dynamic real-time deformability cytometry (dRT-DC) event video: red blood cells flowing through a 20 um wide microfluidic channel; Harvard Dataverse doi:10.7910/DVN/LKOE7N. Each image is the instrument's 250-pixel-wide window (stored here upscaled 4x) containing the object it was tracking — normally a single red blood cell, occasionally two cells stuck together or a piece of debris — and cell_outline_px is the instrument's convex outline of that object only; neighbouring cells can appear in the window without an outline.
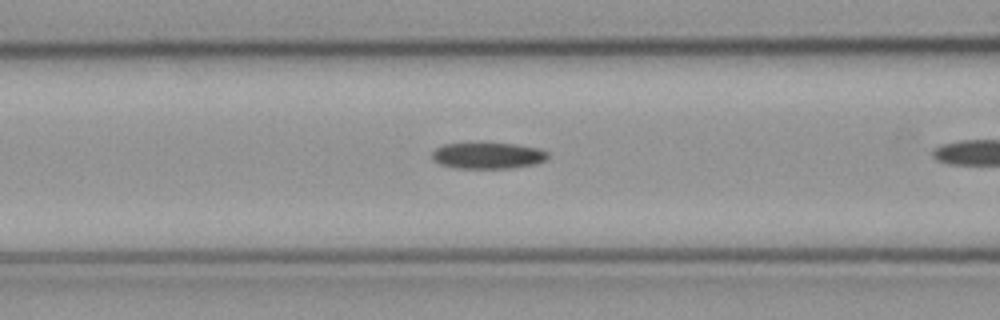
{"species": "common noctule bat (a hibernating species)", "species_latin": "Nyctalus noctula", "temperature_condition": "cold", "stored_images_in_passage": 23, "camera_frame_rate_fps": 3000, "um_per_image_px": 0.085, "animal": {"sex": "male", "body_mass_g": 23.1, "forearm_length_mm": 52.7}, "frame": {"image": 1, "passage_image": 18, "time_ms": 5.667, "image_size_px": [1000, 320], "cell_outline_px": [[548, 156], [544, 160], [536, 164], [512, 168], [456, 168], [440, 164], [432, 160], [432, 152], [436, 148], [444, 144], [516, 144], [536, 148], [548, 152]], "centroid_in_image_um": [41.45, 13.24], "position_along_channel_um": 125.1, "area_um2": 17.46}}
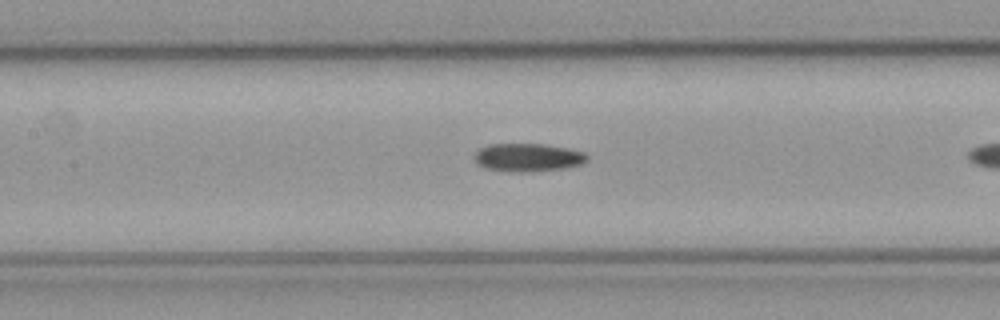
{"frame": {"image": 2, "passage_image": 21, "time_ms": 6.667, "image_size_px": [1000, 320], "cell_outline_px": [[588, 160], [580, 164], [564, 168], [528, 172], [512, 172], [484, 168], [476, 164], [472, 156], [480, 148], [492, 144], [544, 144], [568, 148], [584, 152], [588, 156]], "centroid_in_image_um": [44.84, 13.39], "position_along_channel_um": 162.6, "area_um2": 18.61}}